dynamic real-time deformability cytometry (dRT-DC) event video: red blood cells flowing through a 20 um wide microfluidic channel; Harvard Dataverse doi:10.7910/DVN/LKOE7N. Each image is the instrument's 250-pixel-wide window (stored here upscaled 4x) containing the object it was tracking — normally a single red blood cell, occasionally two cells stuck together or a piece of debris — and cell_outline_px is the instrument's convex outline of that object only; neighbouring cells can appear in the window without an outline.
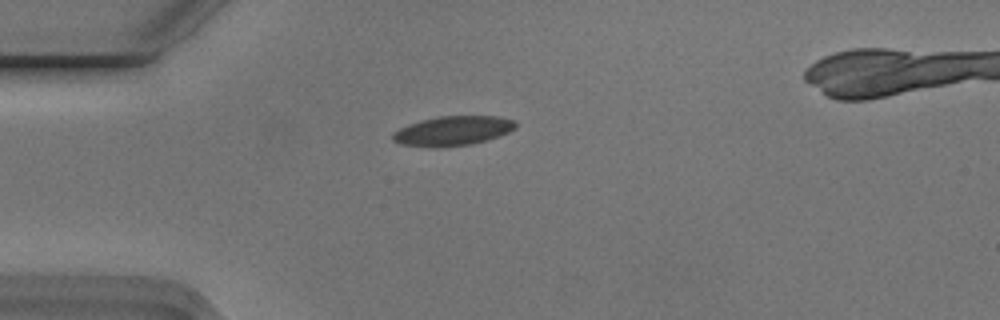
{"species": "Egyptian fruit bat (a non-hibernating species)", "species_latin": "Rousettus aegyptiacus", "temperature_condition": "cold", "stored_images_in_passage": 3, "camera_frame_rate_fps": 3000, "um_per_image_px": 0.085, "animal": {"sex": "male"}, "frame": {"image": 1, "passage_image": 3, "time_ms": 0.667, "image_size_px": [1000, 320], "cell_outline_px": [[516, 128], [500, 136], [472, 144], [436, 148], [428, 148], [400, 144], [392, 140], [392, 132], [408, 124], [420, 120], [440, 116], [496, 116], [516, 120]], "centroid_in_image_um": [38.46, 11.13], "position_along_channel_um": 46.5, "area_um2": 21.44}}